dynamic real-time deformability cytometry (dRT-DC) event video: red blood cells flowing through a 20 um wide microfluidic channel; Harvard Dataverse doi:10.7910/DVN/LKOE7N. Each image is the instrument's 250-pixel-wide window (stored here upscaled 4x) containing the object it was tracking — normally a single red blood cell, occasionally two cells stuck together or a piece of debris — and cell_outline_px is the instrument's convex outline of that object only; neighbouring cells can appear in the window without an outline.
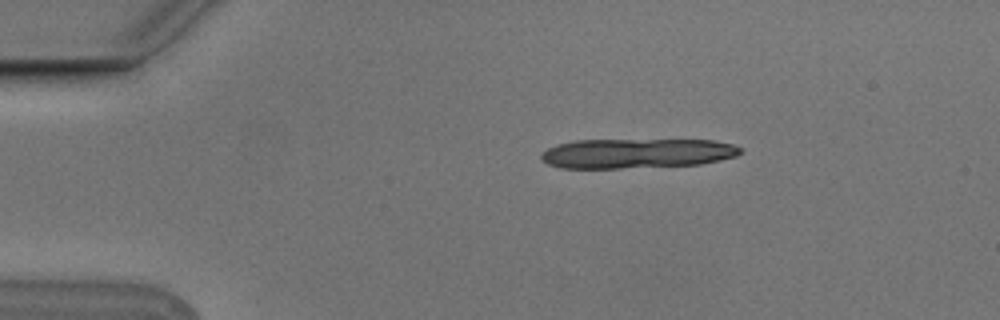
{"species": "Egyptian fruit bat (a non-hibernating species)", "species_latin": "Rousettus aegyptiacus", "temperature_condition": "cold", "stored_images_in_passage": 3, "camera_frame_rate_fps": 3000, "um_per_image_px": 0.085, "animal": {"sex": "male"}, "frame": {"image": 1, "passage_image": 1, "time_ms": 0.0, "image_size_px": [1000, 320], "cell_outline_px": [[740, 152], [736, 156], [700, 164], [620, 168], [560, 168], [548, 164], [540, 160], [540, 156], [548, 148], [556, 144], [576, 140], [712, 140], [732, 144], [740, 148]], "centroid_in_image_um": [54.06, 13.03], "position_along_channel_um": 30.9, "area_um2": 34.33}}